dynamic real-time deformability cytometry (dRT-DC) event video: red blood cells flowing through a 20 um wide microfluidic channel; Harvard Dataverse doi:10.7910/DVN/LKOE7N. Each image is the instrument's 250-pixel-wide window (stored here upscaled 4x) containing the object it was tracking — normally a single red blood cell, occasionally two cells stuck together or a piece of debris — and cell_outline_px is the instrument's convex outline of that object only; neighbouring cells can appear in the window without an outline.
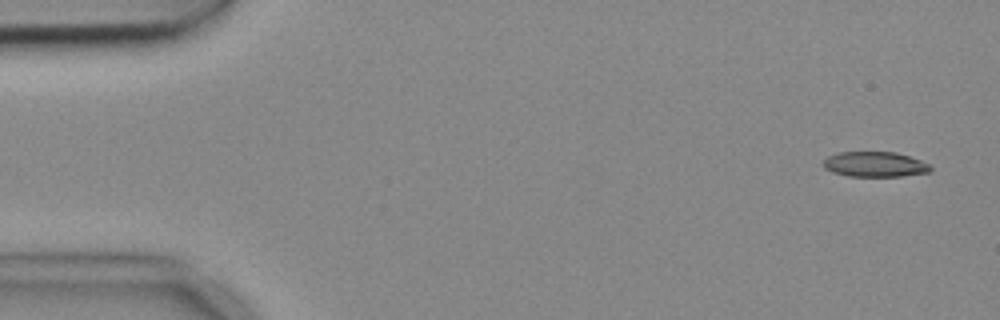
{"species": "common noctule bat (a hibernating species)", "species_latin": "Nyctalus noctula", "temperature_condition": "cold", "stored_images_in_passage": 14, "camera_frame_rate_fps": 3000, "um_per_image_px": 0.085, "animal": {"sex": "female", "body_mass_g": 18.4}, "frame": {"image": 1, "passage_image": 1, "time_ms": 0.0, "image_size_px": [1000, 320], "cell_outline_px": [[932, 172], [900, 176], [848, 176], [832, 172], [824, 168], [824, 160], [828, 156], [840, 152], [896, 152], [920, 160], [928, 164], [932, 168]], "centroid_in_image_um": [74.37, 13.97], "position_along_channel_um": 10.6, "area_um2": 15.66}}
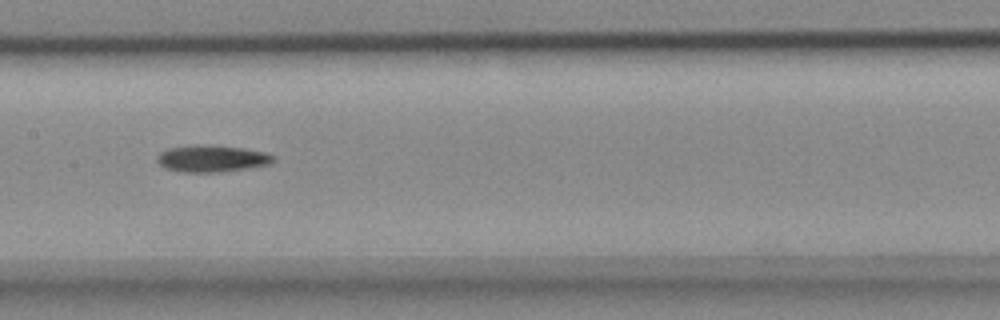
{"frame": {"image": 2, "passage_image": 7, "time_ms": 2.0, "image_size_px": [1000, 320], "cell_outline_px": [[272, 160], [268, 164], [248, 168], [220, 172], [180, 172], [164, 168], [156, 160], [156, 156], [160, 152], [168, 148], [196, 144], [240, 148], [264, 152], [272, 156]], "centroid_in_image_um": [17.9, 13.48], "position_along_channel_um": 189.5, "area_um2": 17.92}}
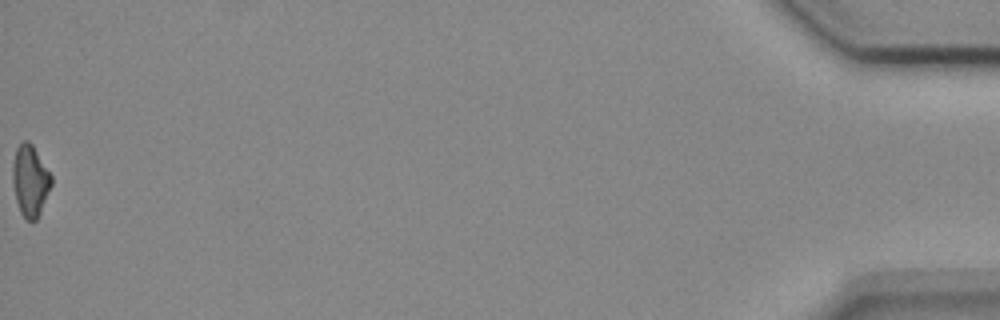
{"frame": {"image": 3, "passage_image": 14, "time_ms": 4.333, "image_size_px": [1000, 320], "cell_outline_px": [[52, 184], [40, 212], [36, 220], [28, 220], [20, 212], [16, 200], [12, 180], [12, 164], [16, 148], [24, 140], [28, 140], [32, 144], [52, 176]], "centroid_in_image_um": [2.55, 15.33], "position_along_channel_um": 432.6, "area_um2": 15.95}}